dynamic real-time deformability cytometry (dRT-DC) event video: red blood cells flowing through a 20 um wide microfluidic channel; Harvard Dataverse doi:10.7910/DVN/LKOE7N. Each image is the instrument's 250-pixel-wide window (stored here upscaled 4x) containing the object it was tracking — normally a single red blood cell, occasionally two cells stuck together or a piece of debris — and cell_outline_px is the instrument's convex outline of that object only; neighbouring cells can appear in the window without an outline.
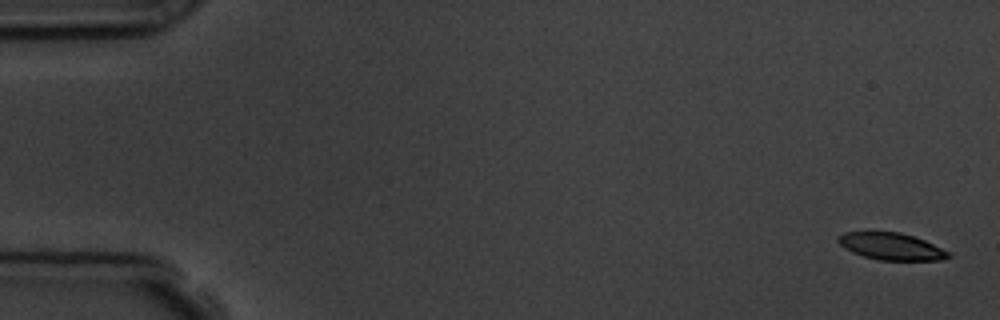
{"species": "common noctule bat (a hibernating species)", "species_latin": "Nyctalus noctula", "temperature_condition": "room temperature", "stored_images_in_passage": 6, "camera_frame_rate_fps": 3000, "um_per_image_px": 0.085, "animal": {"sex": "male", "body_mass_g": 19.5, "forearm_length_mm": 54.6}, "frame": {"image": 1, "passage_image": 1, "time_ms": 0.0, "image_size_px": [1000, 320], "cell_outline_px": [[952, 256], [940, 260], [880, 260], [864, 256], [852, 252], [844, 248], [836, 240], [836, 236], [844, 232], [900, 232], [924, 240], [948, 252]], "centroid_in_image_um": [75.7, 20.94], "position_along_channel_um": 9.3, "area_um2": 17.17}}